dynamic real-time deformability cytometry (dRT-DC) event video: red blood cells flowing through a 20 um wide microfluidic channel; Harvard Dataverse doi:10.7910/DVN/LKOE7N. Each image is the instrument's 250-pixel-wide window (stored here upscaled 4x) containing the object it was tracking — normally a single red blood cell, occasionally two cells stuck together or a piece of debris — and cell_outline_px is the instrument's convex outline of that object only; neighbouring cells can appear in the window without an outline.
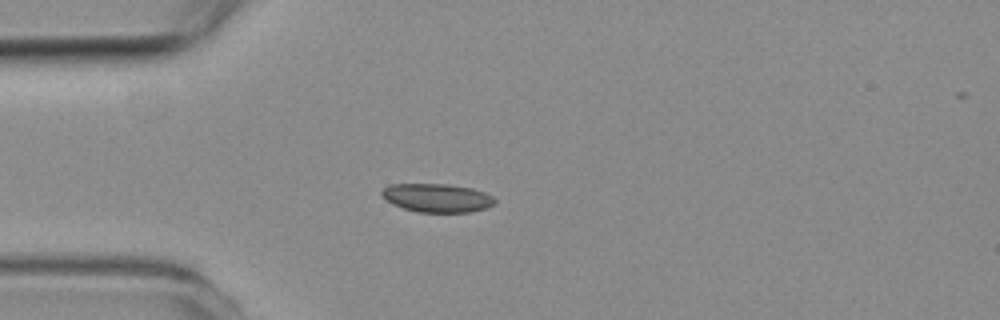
{"species": "common noctule bat (a hibernating species)", "species_latin": "Nyctalus noctula", "temperature_condition": "room temperature", "stored_images_in_passage": 7, "camera_frame_rate_fps": 3000, "um_per_image_px": 0.085, "animal": {"sex": "female", "body_mass_g": 19.3, "forearm_length_mm": 54.1}, "frame": {"image": 1, "passage_image": 3, "time_ms": 3.333, "image_size_px": [1000, 320], "cell_outline_px": [[496, 204], [472, 212], [416, 212], [392, 204], [380, 192], [388, 184], [448, 184], [472, 188], [484, 192], [492, 196], [496, 200]], "centroid_in_image_um": [37.17, 16.82], "position_along_channel_um": 47.8, "area_um2": 18.79}}
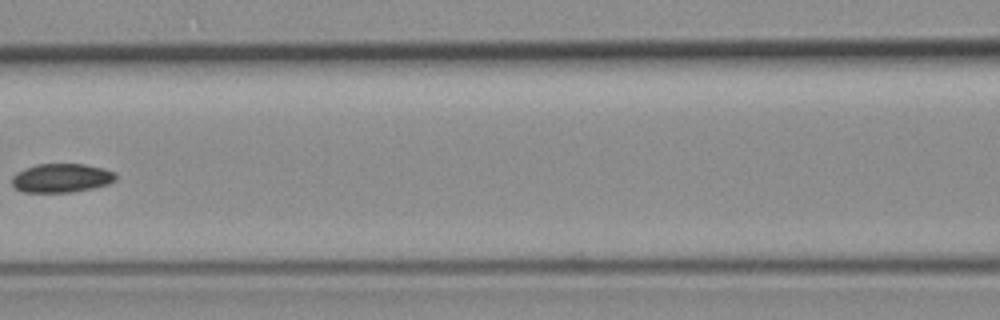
{"frame": {"image": 2, "passage_image": 6, "time_ms": 6.667, "image_size_px": [1000, 320], "cell_outline_px": [[116, 180], [108, 184], [92, 188], [72, 192], [24, 192], [16, 188], [12, 184], [12, 176], [16, 172], [24, 168], [36, 164], [84, 164], [104, 168], [116, 172]], "centroid_in_image_um": [5.23, 15.12], "position_along_channel_um": 161.4, "area_um2": 17.57}}
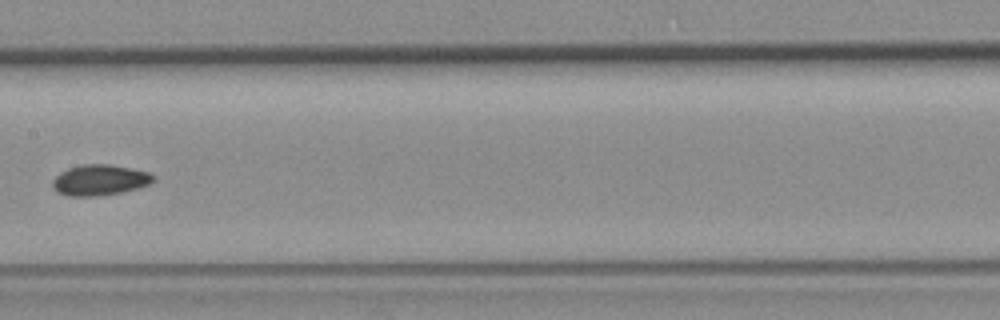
{"frame": {"image": 3, "passage_image": 7, "time_ms": 7.667, "image_size_px": [1000, 320], "cell_outline_px": [[156, 180], [152, 184], [140, 188], [120, 192], [96, 196], [68, 196], [56, 192], [52, 188], [52, 180], [60, 172], [68, 168], [84, 164], [108, 164], [132, 168], [152, 172], [156, 176]], "centroid_in_image_um": [8.53, 15.3], "position_along_channel_um": 198.9, "area_um2": 18.44}}